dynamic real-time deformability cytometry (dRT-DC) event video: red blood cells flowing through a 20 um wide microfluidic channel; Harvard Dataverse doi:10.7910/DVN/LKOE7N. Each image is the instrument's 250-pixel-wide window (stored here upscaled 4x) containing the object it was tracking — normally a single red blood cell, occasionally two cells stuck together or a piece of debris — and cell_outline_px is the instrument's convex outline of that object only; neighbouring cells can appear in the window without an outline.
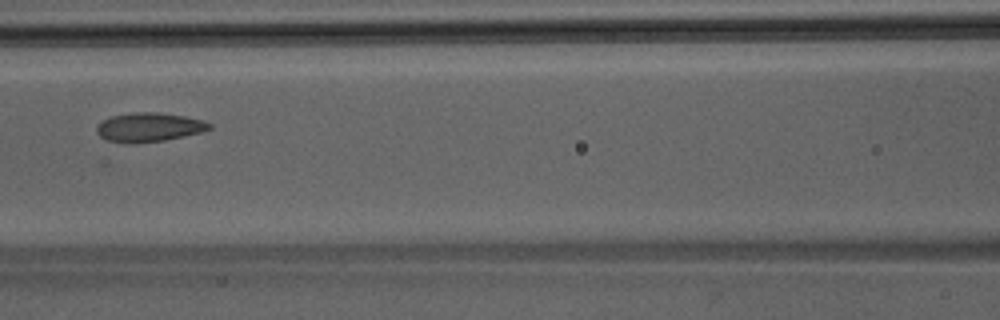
{"species": "Egyptian fruit bat (a non-hibernating species)", "species_latin": "Rousettus aegyptiacus", "temperature_condition": "room temperature", "stored_images_in_passage": 4, "camera_frame_rate_fps": 3000, "um_per_image_px": 0.085, "animal": {"sex": "male"}, "frame": {"image": 1, "passage_image": 4, "time_ms": 1.0, "image_size_px": [1000, 320], "cell_outline_px": [[212, 128], [204, 132], [164, 140], [128, 144], [124, 144], [108, 140], [100, 136], [96, 132], [96, 128], [104, 120], [112, 116], [136, 112], [156, 112], [184, 116], [204, 120], [212, 124]], "centroid_in_image_um": [12.7, 10.82], "position_along_channel_um": 153.9, "area_um2": 19.07}}